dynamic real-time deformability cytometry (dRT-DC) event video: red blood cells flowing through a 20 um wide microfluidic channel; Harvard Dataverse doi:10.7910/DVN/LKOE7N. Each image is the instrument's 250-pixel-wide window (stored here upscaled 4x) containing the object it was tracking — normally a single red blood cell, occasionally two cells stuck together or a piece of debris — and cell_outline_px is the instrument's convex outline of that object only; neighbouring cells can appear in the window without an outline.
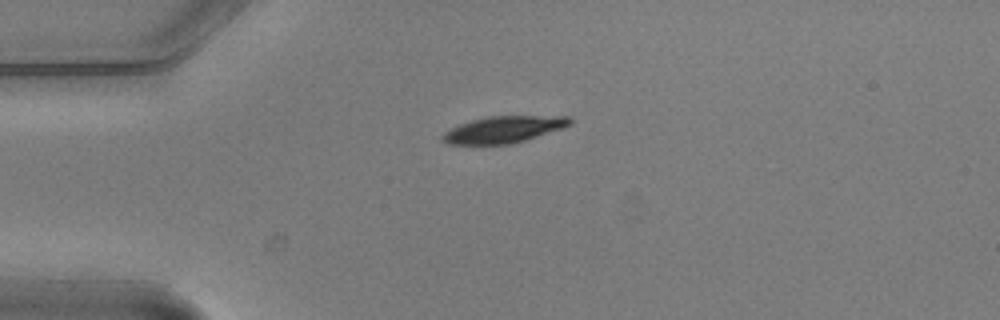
{"species": "common noctule bat (a hibernating species)", "species_latin": "Nyctalus noctula", "temperature_condition": "warm", "stored_images_in_passage": 5, "camera_frame_rate_fps": 3000, "um_per_image_px": 0.085, "animal": {"sex": "male", "body_mass_g": 20.5, "forearm_length_mm": 52.5}, "frame": {"image": 1, "passage_image": 5, "time_ms": 1.333, "image_size_px": [1000, 320], "cell_outline_px": [[572, 124], [564, 128], [524, 140], [508, 144], [448, 144], [440, 136], [444, 132], [460, 124], [472, 120], [488, 116], [572, 116]], "centroid_in_image_um": [42.85, 10.99], "position_along_channel_um": 42.2, "area_um2": 19.65}}